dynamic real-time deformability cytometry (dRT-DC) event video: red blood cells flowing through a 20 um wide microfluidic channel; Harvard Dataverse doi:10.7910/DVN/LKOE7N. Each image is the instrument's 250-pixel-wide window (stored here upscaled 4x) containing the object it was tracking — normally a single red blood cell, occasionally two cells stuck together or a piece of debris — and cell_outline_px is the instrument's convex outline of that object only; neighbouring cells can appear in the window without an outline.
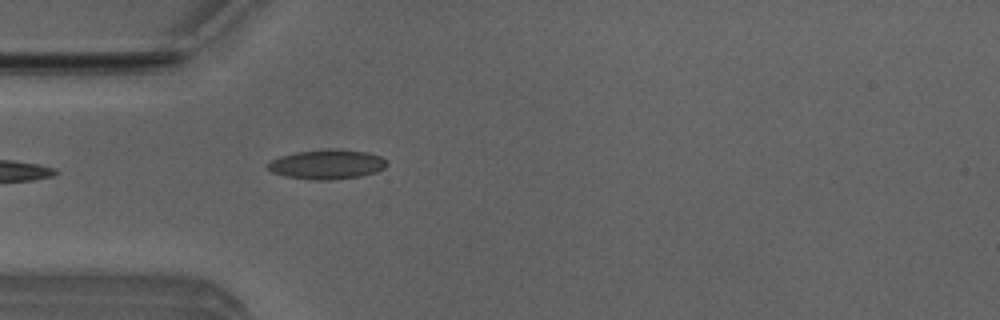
{"species": "Egyptian fruit bat (a non-hibernating species)", "species_latin": "Rousettus aegyptiacus", "temperature_condition": "room temperature", "stored_images_in_passage": 4, "camera_frame_rate_fps": 3000, "um_per_image_px": 0.085, "animal": {"sex": "male"}, "frame": {"image": 1, "passage_image": 1, "time_ms": 0.0, "image_size_px": [1000, 320], "cell_outline_px": [[388, 164], [384, 168], [376, 172], [360, 176], [328, 180], [316, 180], [288, 176], [272, 172], [268, 168], [268, 164], [272, 160], [280, 156], [296, 152], [368, 152], [380, 156]], "centroid_in_image_um": [27.8, 14.02], "position_along_channel_um": 57.2, "area_um2": 19.25}}